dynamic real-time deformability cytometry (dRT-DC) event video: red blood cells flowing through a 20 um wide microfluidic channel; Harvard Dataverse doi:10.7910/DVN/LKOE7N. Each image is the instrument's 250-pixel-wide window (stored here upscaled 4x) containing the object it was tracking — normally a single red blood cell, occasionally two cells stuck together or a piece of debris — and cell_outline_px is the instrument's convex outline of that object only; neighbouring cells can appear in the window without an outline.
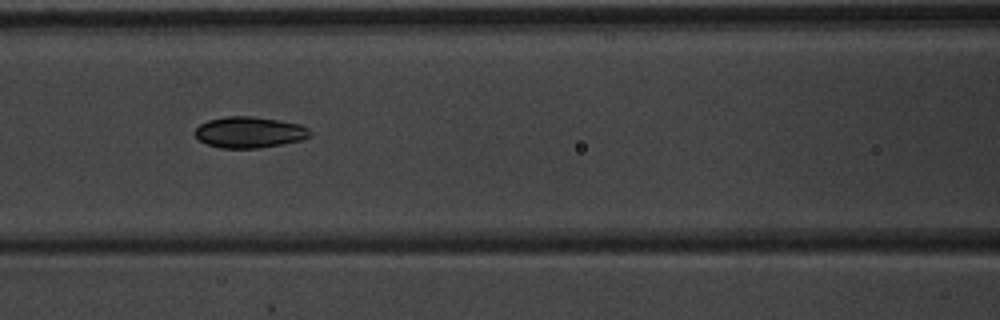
{"species": "common noctule bat (a hibernating species)", "species_latin": "Nyctalus noctula", "temperature_condition": "warm", "stored_images_in_passage": 9, "camera_frame_rate_fps": 3000, "um_per_image_px": 0.085, "animal": {"sex": "male", "body_mass_g": 20.1, "forearm_length_mm": 53.5}, "frame": {"image": 1, "passage_image": 6, "time_ms": 1.667, "image_size_px": [1000, 320], "cell_outline_px": [[312, 136], [300, 140], [260, 148], [220, 148], [208, 144], [200, 140], [192, 132], [200, 124], [208, 120], [224, 116], [252, 116], [300, 124], [308, 128], [312, 132]], "centroid_in_image_um": [21.19, 11.24], "position_along_channel_um": 145.4, "area_um2": 20.87}}
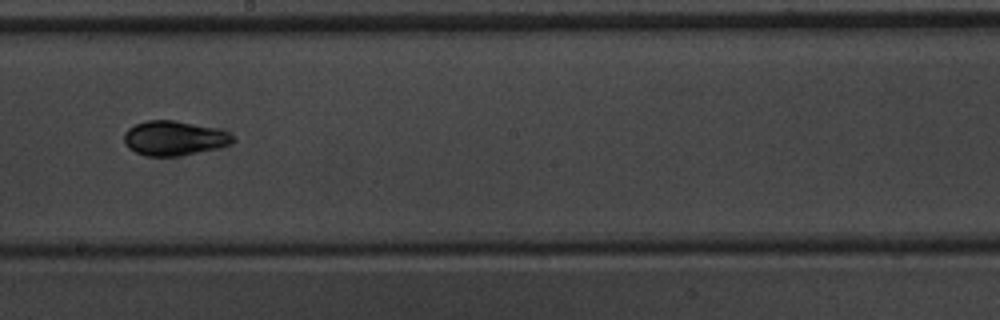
{"frame": {"image": 2, "passage_image": 8, "time_ms": 2.333, "image_size_px": [1000, 320], "cell_outline_px": [[236, 140], [232, 144], [220, 148], [180, 156], [148, 156], [136, 152], [128, 148], [124, 140], [124, 132], [128, 128], [136, 124], [148, 120], [176, 120], [224, 128], [232, 132], [236, 136]], "centroid_in_image_um": [14.93, 11.73], "position_along_channel_um": 233.3, "area_um2": 22.66}}
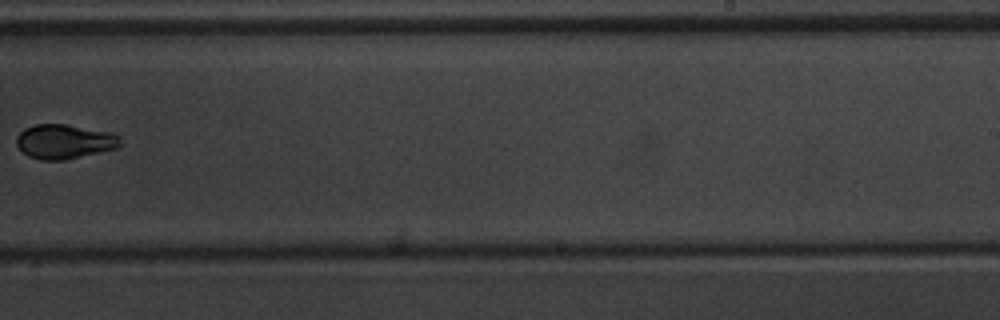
{"frame": {"image": 3, "passage_image": 9, "time_ms": 2.667, "image_size_px": [1000, 320], "cell_outline_px": [[124, 144], [116, 148], [64, 160], [40, 160], [28, 156], [16, 144], [16, 136], [24, 128], [36, 124], [64, 124], [112, 132], [120, 136]], "centroid_in_image_um": [5.49, 12.02], "position_along_channel_um": 283.5, "area_um2": 20.92}}